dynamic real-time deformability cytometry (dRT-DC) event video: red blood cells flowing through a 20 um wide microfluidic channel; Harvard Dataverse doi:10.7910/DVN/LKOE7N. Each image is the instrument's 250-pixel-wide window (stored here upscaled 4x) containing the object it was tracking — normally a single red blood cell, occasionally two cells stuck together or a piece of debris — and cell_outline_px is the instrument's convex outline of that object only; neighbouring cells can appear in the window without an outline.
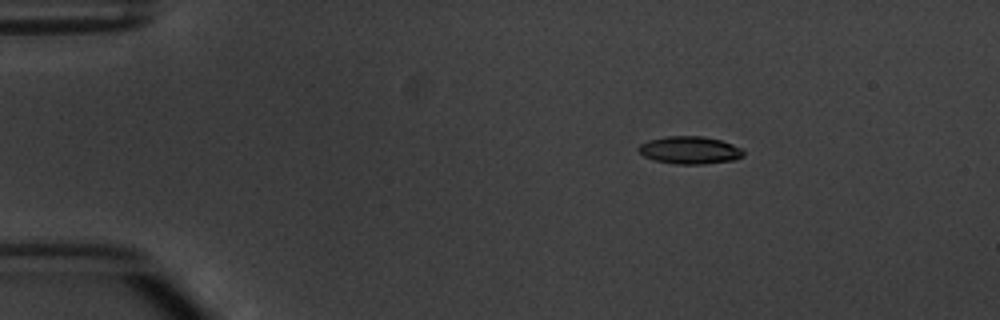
{"species": "common noctule bat (a hibernating species)", "species_latin": "Nyctalus noctula", "temperature_condition": "warm", "stored_images_in_passage": 3, "camera_frame_rate_fps": 3000, "um_per_image_px": 0.085, "animal": {"sex": "male", "body_mass_g": 20.1, "forearm_length_mm": 53.5}, "frame": {"image": 1, "passage_image": 1, "time_ms": 0.0, "image_size_px": [1000, 320], "cell_outline_px": [[744, 156], [736, 160], [704, 164], [676, 164], [652, 160], [644, 156], [636, 148], [640, 144], [648, 140], [664, 136], [704, 136], [720, 140], [744, 148]], "centroid_in_image_um": [58.65, 12.76], "position_along_channel_um": 26.4, "area_um2": 17.17}}